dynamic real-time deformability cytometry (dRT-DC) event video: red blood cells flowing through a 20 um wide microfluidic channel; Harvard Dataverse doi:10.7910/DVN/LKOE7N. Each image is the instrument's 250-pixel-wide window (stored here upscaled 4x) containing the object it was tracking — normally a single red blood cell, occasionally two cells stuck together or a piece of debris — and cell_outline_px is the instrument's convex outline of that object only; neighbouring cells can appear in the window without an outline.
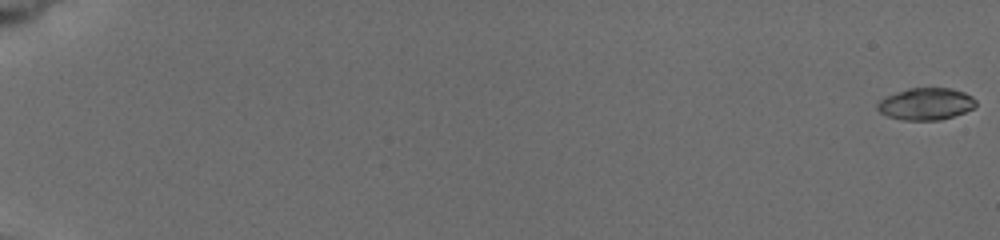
{"species": "common noctule bat (a hibernating species)", "species_latin": "Nyctalus noctula", "temperature_condition": "cold", "stored_images_in_passage": 9, "camera_frame_rate_fps": 3000, "um_per_image_px": 0.085, "animal": {"sex": "female", "body_mass_g": 19.5, "forearm_length_mm": 54.1}, "frame": {"image": 1, "passage_image": 1, "time_ms": 0.0, "image_size_px": [1000, 240], "cell_outline_px": [[976, 104], [972, 108], [964, 112], [940, 120], [904, 120], [888, 116], [880, 112], [876, 104], [880, 100], [888, 96], [908, 88], [948, 88], [964, 92], [972, 96], [976, 100]], "centroid_in_image_um": [78.71, 8.83], "position_along_channel_um": 6.3, "area_um2": 18.09}}
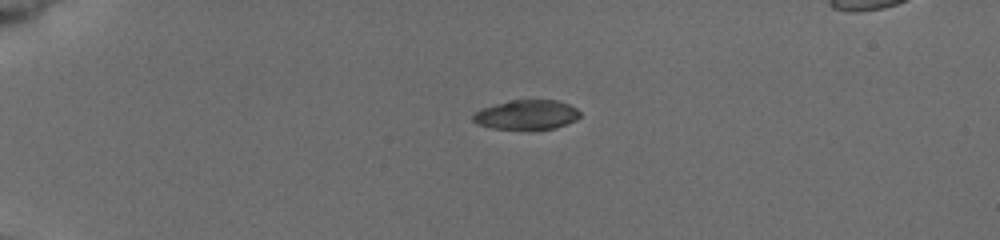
{"frame": {"image": 2, "passage_image": 6, "time_ms": 5.0, "image_size_px": [1000, 240], "cell_outline_px": [[580, 116], [576, 120], [552, 128], [492, 128], [480, 124], [472, 120], [472, 116], [476, 112], [484, 108], [496, 104], [512, 100], [556, 100], [568, 104], [576, 108], [580, 112]], "centroid_in_image_um": [44.78, 9.73], "position_along_channel_um": 40.2, "area_um2": 17.8}}
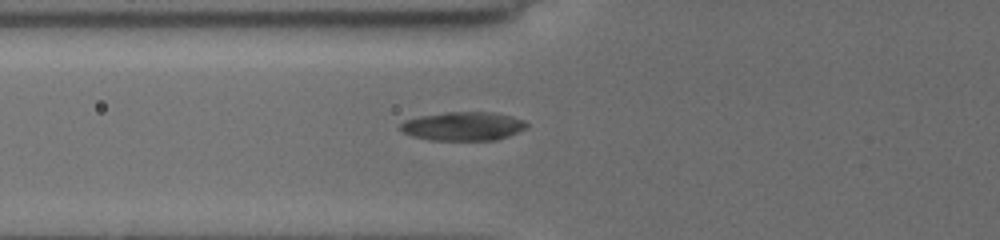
{"frame": {"image": 3, "passage_image": 9, "time_ms": 7.667, "image_size_px": [1000, 240], "cell_outline_px": [[528, 124], [524, 128], [508, 136], [496, 140], [432, 140], [412, 136], [404, 132], [400, 128], [400, 124], [404, 120], [420, 116], [448, 112], [492, 112], [512, 116], [524, 120]], "centroid_in_image_um": [39.36, 10.72], "position_along_channel_um": 86.4, "area_um2": 20.98}}